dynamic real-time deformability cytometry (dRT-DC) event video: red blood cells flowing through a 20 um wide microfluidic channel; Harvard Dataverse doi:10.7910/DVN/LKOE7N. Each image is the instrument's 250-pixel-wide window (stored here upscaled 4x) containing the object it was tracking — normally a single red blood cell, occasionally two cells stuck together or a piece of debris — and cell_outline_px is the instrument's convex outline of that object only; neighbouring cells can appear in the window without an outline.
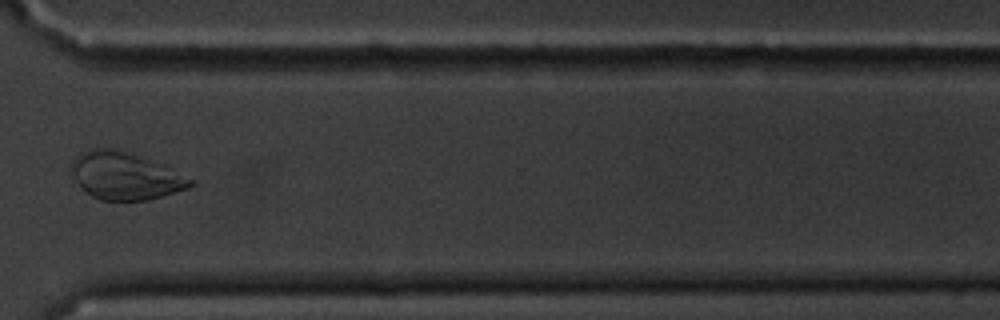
{"species": "common noctule bat (a hibernating species)", "species_latin": "Nyctalus noctula", "temperature_condition": "cold", "stored_images_in_passage": 15, "camera_frame_rate_fps": 3000, "um_per_image_px": 0.085, "animal": {"sex": "male", "body_mass_g": 20.1, "forearm_length_mm": 53.5}, "frame": {"image": 1, "passage_image": 11, "time_ms": 12.667, "image_size_px": [1000, 320], "cell_outline_px": [[192, 184], [188, 188], [160, 196], [144, 200], [100, 200], [84, 192], [76, 180], [72, 172], [72, 160], [80, 152], [88, 148], [112, 148], [136, 156], [192, 180]], "centroid_in_image_um": [10.5, 14.97], "position_along_channel_um": 360.1, "area_um2": 31.5}, "authors_computed_cell_mechanics": {"area_um2": 21.2126, "velocity_mm_per_s": 3.4113, "shape_relaxation_time_tau1_ms": null, "shape_relaxation_time_tau2_ms": 2.8159, "deformation_change_tau1": null, "deformation_change_tau2": 0.0994}}